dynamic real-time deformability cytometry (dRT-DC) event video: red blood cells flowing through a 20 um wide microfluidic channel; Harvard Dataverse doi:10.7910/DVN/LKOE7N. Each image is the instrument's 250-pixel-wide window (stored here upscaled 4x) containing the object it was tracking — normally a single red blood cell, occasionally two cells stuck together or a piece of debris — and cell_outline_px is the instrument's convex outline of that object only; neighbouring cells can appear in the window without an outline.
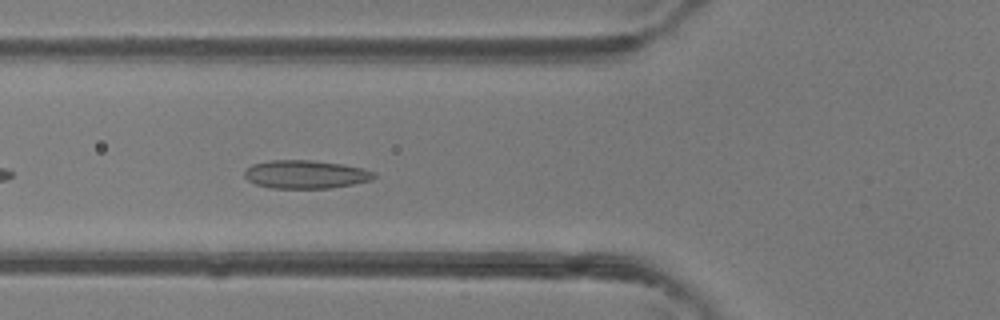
{"species": "common noctule bat (a hibernating species)", "species_latin": "Nyctalus noctula", "temperature_condition": "room temperature", "stored_images_in_passage": 27, "camera_frame_rate_fps": 3000, "um_per_image_px": 0.085, "animal": {"sex": "female"}, "frame": {"image": 1, "passage_image": 5, "time_ms": 1.333, "image_size_px": [1000, 320], "cell_outline_px": [[376, 176], [372, 180], [352, 184], [328, 188], [272, 188], [256, 184], [248, 180], [244, 176], [244, 172], [252, 164], [272, 160], [312, 160], [340, 164], [364, 168], [376, 172]], "centroid_in_image_um": [26.0, 14.82], "position_along_channel_um": 99.8, "area_um2": 21.27}}
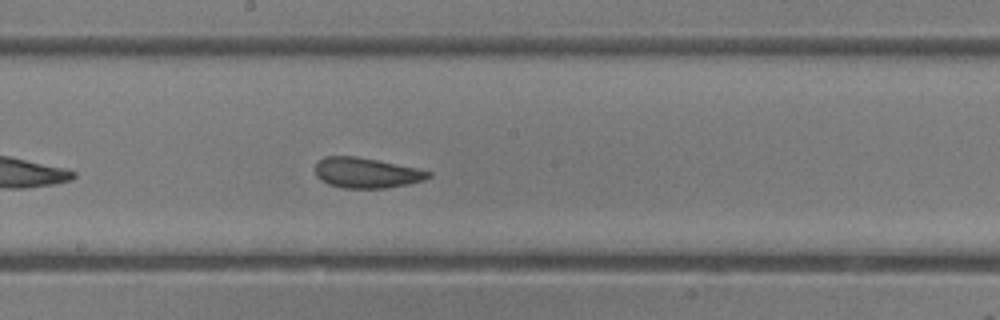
{"frame": {"image": 2, "passage_image": 13, "time_ms": 4.0, "image_size_px": [1000, 320], "cell_outline_px": [[432, 176], [424, 180], [408, 184], [384, 188], [340, 188], [328, 184], [320, 180], [316, 176], [316, 164], [324, 156], [356, 156], [416, 168], [432, 172]], "centroid_in_image_um": [31.13, 14.7], "position_along_channel_um": 217.1, "area_um2": 19.94}}
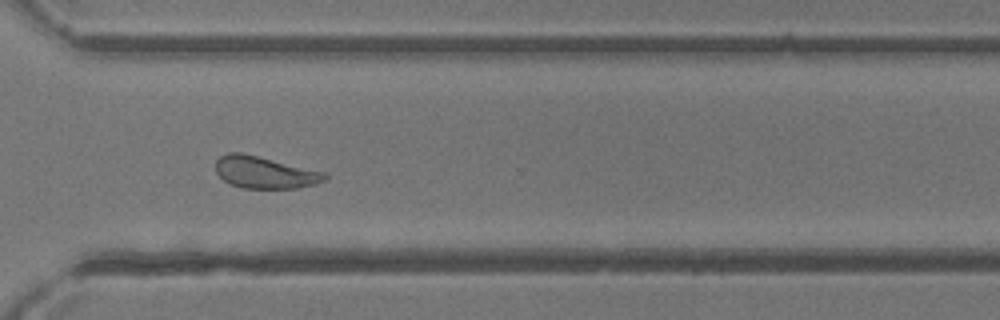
{"frame": {"image": 3, "passage_image": 22, "time_ms": 7.0, "image_size_px": [1000, 320], "cell_outline_px": [[328, 176], [324, 180], [316, 184], [296, 188], [244, 188], [232, 184], [224, 180], [216, 172], [216, 160], [220, 156], [228, 152], [244, 152], [324, 172]], "centroid_in_image_um": [22.49, 14.64], "position_along_channel_um": 348.1, "area_um2": 20.29}, "authors_computed_cell_mechanics": {"area_um2": 20.2878, "velocity_mm_per_s": 4.3839, "shape_relaxation_time_tau1_ms": 4.8819, "shape_relaxation_time_tau2_ms": 2.0966, "deformation_change_tau1": 0.1162, "deformation_change_tau2": 0.0813}}